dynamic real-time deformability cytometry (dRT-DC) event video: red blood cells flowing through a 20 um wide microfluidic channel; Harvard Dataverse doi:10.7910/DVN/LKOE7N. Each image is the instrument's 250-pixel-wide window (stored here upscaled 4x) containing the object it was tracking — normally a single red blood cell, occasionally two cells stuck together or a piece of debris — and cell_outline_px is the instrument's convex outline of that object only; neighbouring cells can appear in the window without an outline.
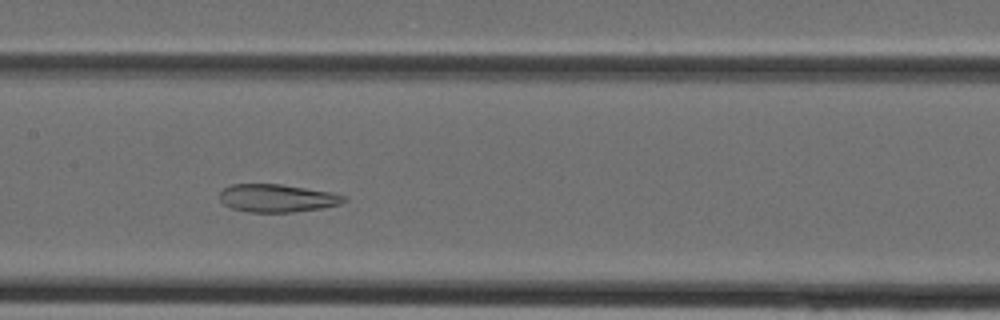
{"species": "Egyptian fruit bat (a non-hibernating species)", "species_latin": "Rousettus aegyptiacus", "temperature_condition": "cold", "stored_images_in_passage": 32, "camera_frame_rate_fps": 3000, "um_per_image_px": 0.085, "animal": {"sex": "female"}, "frame": {"image": 1, "passage_image": 12, "time_ms": 3.667, "image_size_px": [1000, 320], "cell_outline_px": [[348, 200], [340, 204], [324, 208], [292, 212], [248, 212], [228, 208], [220, 200], [220, 192], [224, 188], [232, 184], [280, 184], [332, 192], [348, 196]], "centroid_in_image_um": [23.58, 16.85], "position_along_channel_um": 183.8, "area_um2": 20.46}}
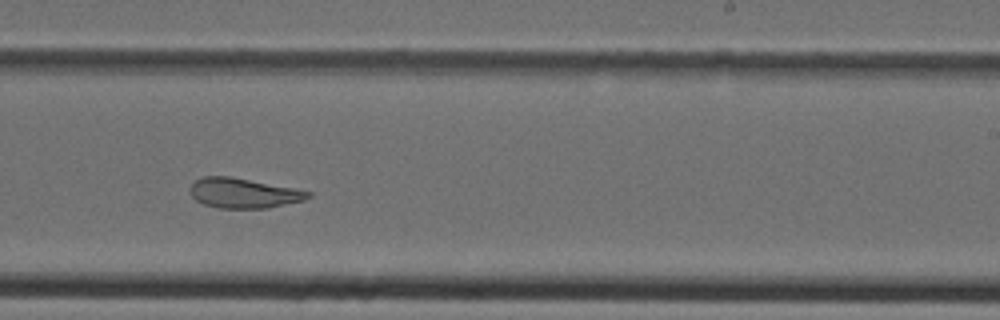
{"frame": {"image": 2, "passage_image": 17, "time_ms": 5.333, "image_size_px": [1000, 320], "cell_outline_px": [[312, 196], [304, 200], [268, 208], [216, 208], [204, 204], [196, 200], [188, 192], [188, 188], [196, 180], [204, 176], [228, 176], [292, 188], [312, 192]], "centroid_in_image_um": [20.66, 16.42], "position_along_channel_um": 268.3, "area_um2": 20.46}}
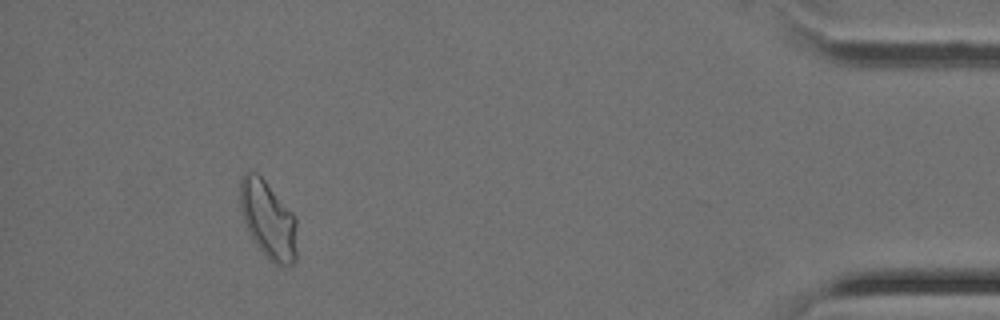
{"frame": {"image": 3, "passage_image": 29, "time_ms": 9.333, "image_size_px": [1000, 320], "cell_outline_px": [[296, 260], [292, 264], [280, 268], [268, 260], [252, 240], [248, 232], [240, 208], [240, 180], [244, 172], [256, 172], [264, 180], [296, 216]], "centroid_in_image_um": [22.8, 18.73], "position_along_channel_um": 412.4, "area_um2": 26.01}}